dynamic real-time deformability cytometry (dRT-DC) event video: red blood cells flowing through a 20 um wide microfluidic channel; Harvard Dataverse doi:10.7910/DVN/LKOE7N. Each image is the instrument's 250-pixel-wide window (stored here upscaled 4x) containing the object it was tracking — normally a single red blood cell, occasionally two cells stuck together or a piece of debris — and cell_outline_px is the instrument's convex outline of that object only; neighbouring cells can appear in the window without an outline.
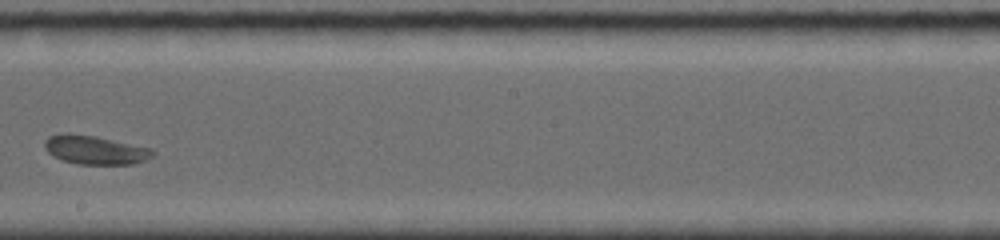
{"species": "common noctule bat (a hibernating species)", "species_latin": "Nyctalus noctula", "temperature_condition": "room temperature", "stored_images_in_passage": 19, "camera_frame_rate_fps": 5000, "um_per_image_px": 0.085, "animal": {"sex": "female", "body_mass_g": 19.0, "forearm_length_mm": 56.7}, "frame": {"image": 1, "passage_image": 9, "time_ms": 4.6, "image_size_px": [1000, 240], "cell_outline_px": [[156, 152], [152, 156], [144, 160], [132, 164], [76, 164], [60, 160], [48, 152], [44, 148], [44, 144], [52, 136], [68, 132], [96, 136], [148, 148]], "centroid_in_image_um": [8.05, 12.75], "position_along_channel_um": 240.1, "area_um2": 17.86}, "authors_computed_cell_mechanics": {"area_um2": 17.8602, "velocity_mm_per_s": 3.8235, "shape_relaxation_time_tau1_ms": null, "shape_relaxation_time_tau2_ms": 3.4394, "deformation_change_tau1": null, "deformation_change_tau2": 0.0863}}